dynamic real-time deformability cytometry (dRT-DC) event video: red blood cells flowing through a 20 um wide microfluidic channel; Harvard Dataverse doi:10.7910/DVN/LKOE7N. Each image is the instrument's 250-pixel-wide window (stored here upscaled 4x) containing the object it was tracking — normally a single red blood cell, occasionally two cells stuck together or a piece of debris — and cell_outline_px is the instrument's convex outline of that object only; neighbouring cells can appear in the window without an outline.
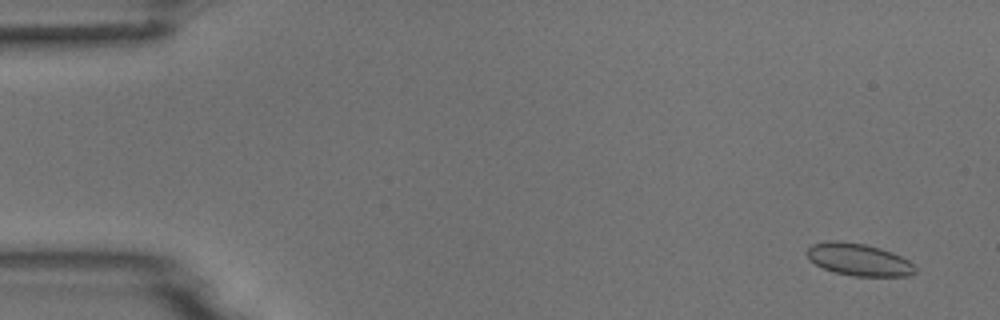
{"species": "common noctule bat (a hibernating species)", "species_latin": "Nyctalus noctula", "temperature_condition": "room temperature", "stored_images_in_passage": 54, "camera_frame_rate_fps": 3000, "um_per_image_px": 0.085, "animal": {"sex": "male", "body_mass_g": 18.8}, "frame": {"image": 1, "passage_image": 3, "time_ms": 0.667, "image_size_px": [1000, 320], "cell_outline_px": [[916, 272], [908, 276], [852, 276], [836, 272], [824, 268], [808, 260], [804, 252], [812, 244], [828, 240], [836, 240], [864, 244], [880, 248], [892, 252], [908, 260], [916, 268]], "centroid_in_image_um": [72.95, 22.06], "position_along_channel_um": 12.0, "area_um2": 20.4}}
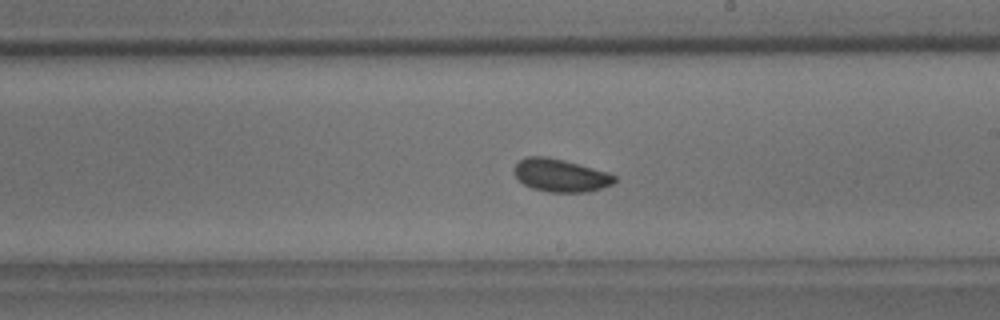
{"frame": {"image": 2, "passage_image": 31, "time_ms": 10.0, "image_size_px": [1000, 320], "cell_outline_px": [[616, 180], [612, 184], [588, 192], [548, 192], [532, 188], [524, 184], [512, 172], [512, 168], [520, 160], [528, 156], [544, 156], [564, 160], [608, 172], [616, 176]], "centroid_in_image_um": [47.62, 14.9], "position_along_channel_um": 241.4, "area_um2": 19.19}}
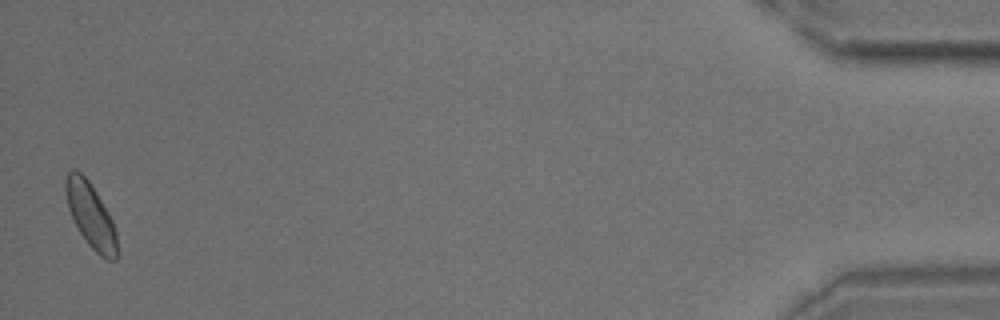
{"frame": {"image": 3, "passage_image": 53, "time_ms": 17.333, "image_size_px": [1000, 320], "cell_outline_px": [[120, 252], [116, 260], [108, 260], [100, 256], [88, 244], [72, 220], [68, 208], [64, 192], [64, 180], [68, 172], [72, 168], [76, 168], [88, 180], [108, 212], [112, 220], [116, 232]], "centroid_in_image_um": [7.71, 18.32], "position_along_channel_um": 427.5, "area_um2": 19.77}}